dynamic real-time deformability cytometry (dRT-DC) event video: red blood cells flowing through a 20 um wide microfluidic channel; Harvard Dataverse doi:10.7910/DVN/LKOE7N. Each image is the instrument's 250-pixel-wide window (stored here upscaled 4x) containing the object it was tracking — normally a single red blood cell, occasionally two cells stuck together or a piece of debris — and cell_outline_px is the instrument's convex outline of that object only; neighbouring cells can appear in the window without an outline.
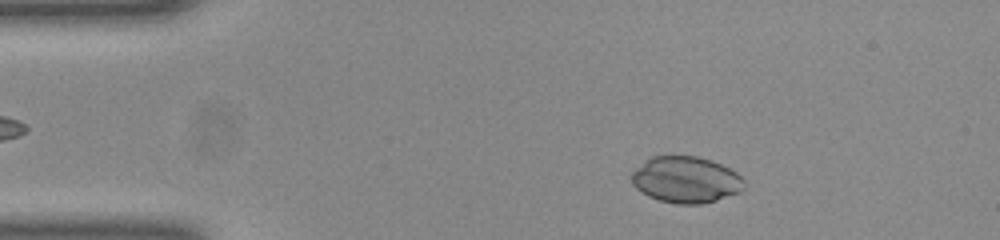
{"species": "common noctule bat (a hibernating species)", "species_latin": "Nyctalus noctula", "temperature_condition": "room temperature", "stored_images_in_passage": 44, "camera_frame_rate_fps": 3000, "um_per_image_px": 0.085, "animal": {"sex": "female", "body_mass_g": 23.0, "forearm_length_mm": 53.4}, "frame": {"image": 1, "passage_image": 1, "time_ms": 0.0, "image_size_px": [1000, 240], "cell_outline_px": [[744, 188], [740, 192], [716, 200], [700, 204], [676, 204], [660, 200], [648, 196], [640, 192], [632, 184], [632, 172], [636, 168], [652, 156], [696, 156], [712, 160], [736, 172], [744, 180]], "centroid_in_image_um": [58.3, 15.28], "position_along_channel_um": 26.7, "area_um2": 30.35}}
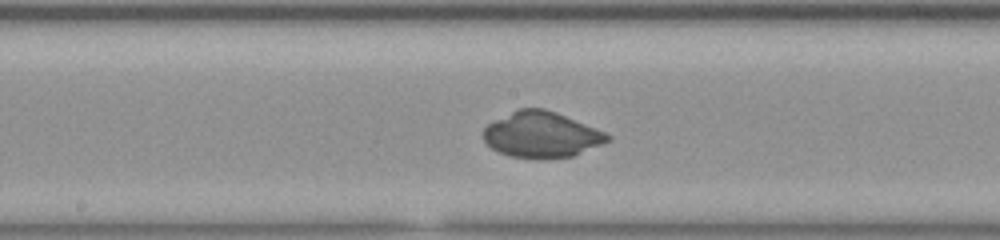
{"frame": {"image": 2, "passage_image": 19, "time_ms": 6.0, "image_size_px": [1000, 240], "cell_outline_px": [[612, 140], [572, 156], [544, 160], [536, 160], [512, 156], [500, 152], [492, 148], [484, 140], [484, 128], [488, 124], [520, 108], [544, 108], [556, 112], [604, 132], [612, 136]], "centroid_in_image_um": [46.05, 11.47], "position_along_channel_um": 202.2, "area_um2": 32.95}}
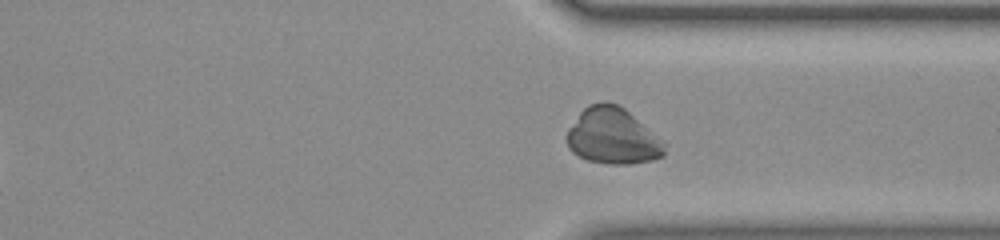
{"frame": {"image": 3, "passage_image": 31, "time_ms": 10.0, "image_size_px": [1000, 240], "cell_outline_px": [[668, 144], [664, 156], [652, 160], [628, 164], [608, 164], [588, 160], [572, 152], [568, 148], [564, 136], [568, 128], [580, 112], [588, 104], [616, 104], [624, 108]], "centroid_in_image_um": [52.08, 11.61], "position_along_channel_um": 359.3, "area_um2": 32.02}}